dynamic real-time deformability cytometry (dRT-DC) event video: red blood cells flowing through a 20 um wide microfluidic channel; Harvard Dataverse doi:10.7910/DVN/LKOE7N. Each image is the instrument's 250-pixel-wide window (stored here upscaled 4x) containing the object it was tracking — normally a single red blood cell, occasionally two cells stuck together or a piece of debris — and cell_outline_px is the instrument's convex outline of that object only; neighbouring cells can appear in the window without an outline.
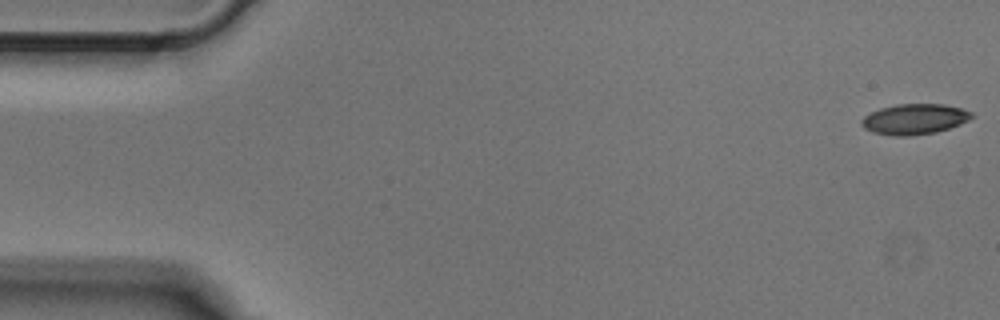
{"species": "Egyptian fruit bat (a non-hibernating species)", "species_latin": "Rousettus aegyptiacus", "temperature_condition": "cold", "stored_images_in_passage": 5, "camera_frame_rate_fps": 3000, "um_per_image_px": 0.085, "animal": {"sex": "male"}, "frame": {"image": 1, "passage_image": 1, "time_ms": 0.0, "image_size_px": [1000, 320], "cell_outline_px": [[972, 116], [968, 120], [960, 124], [936, 132], [908, 136], [892, 136], [872, 132], [864, 128], [860, 124], [860, 120], [864, 116], [880, 108], [896, 104], [944, 104], [960, 108], [972, 112]], "centroid_in_image_um": [77.69, 10.13], "position_along_channel_um": 7.3, "area_um2": 19.54}}
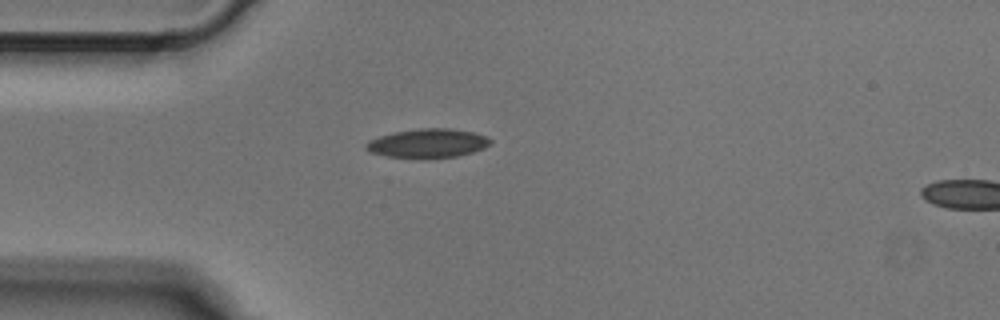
{"frame": {"image": 2, "passage_image": 4, "time_ms": 1.0, "image_size_px": [1000, 320], "cell_outline_px": [[492, 144], [484, 148], [472, 152], [456, 156], [428, 160], [424, 160], [384, 156], [368, 152], [364, 148], [364, 144], [368, 140], [392, 132], [420, 128], [448, 128], [472, 132], [488, 136], [492, 140]], "centroid_in_image_um": [36.32, 12.2], "position_along_channel_um": 48.7, "area_um2": 21.73}}